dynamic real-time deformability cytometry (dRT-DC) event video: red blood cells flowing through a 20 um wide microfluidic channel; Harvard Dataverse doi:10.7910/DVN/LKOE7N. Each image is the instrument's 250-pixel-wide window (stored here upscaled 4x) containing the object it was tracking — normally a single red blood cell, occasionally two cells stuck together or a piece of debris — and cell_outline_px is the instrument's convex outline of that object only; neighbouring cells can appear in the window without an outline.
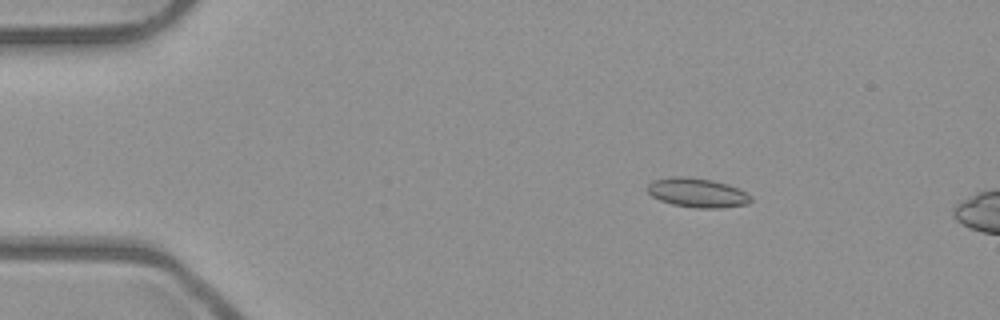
{"species": "common noctule bat (a hibernating species)", "species_latin": "Nyctalus noctula", "temperature_condition": "room temperature", "stored_images_in_passage": 9, "camera_frame_rate_fps": 3000, "um_per_image_px": 0.085, "animal": {"sex": "male", "body_mass_g": 23.1, "forearm_length_mm": 52.7}, "frame": {"image": 1, "passage_image": 9, "time_ms": 2.667, "image_size_px": [1000, 320], "cell_outline_px": [[752, 200], [748, 204], [720, 208], [696, 208], [672, 204], [660, 200], [652, 196], [648, 192], [648, 184], [652, 180], [672, 176], [684, 176], [712, 180], [728, 184], [752, 196]], "centroid_in_image_um": [59.26, 16.38], "position_along_channel_um": 25.7, "area_um2": 17.63}}